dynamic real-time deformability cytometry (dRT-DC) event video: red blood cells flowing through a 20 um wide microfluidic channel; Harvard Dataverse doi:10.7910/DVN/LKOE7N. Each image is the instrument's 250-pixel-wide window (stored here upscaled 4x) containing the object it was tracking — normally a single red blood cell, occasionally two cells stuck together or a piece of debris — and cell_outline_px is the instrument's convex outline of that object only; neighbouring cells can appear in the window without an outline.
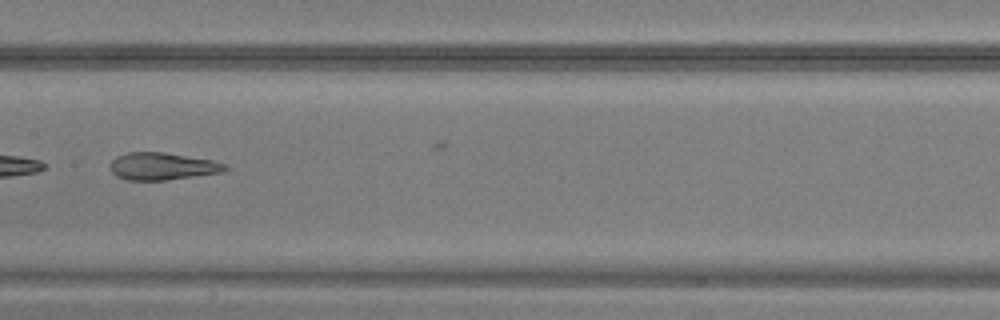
{"species": "common noctule bat (a hibernating species)", "species_latin": "Nyctalus noctula", "temperature_condition": "warm", "stored_images_in_passage": 30, "camera_frame_rate_fps": 3000, "um_per_image_px": 0.085, "animal": {"sex": "male", "body_mass_g": 20.5, "forearm_length_mm": 52.5}, "frame": {"image": 1, "passage_image": 18, "time_ms": 5.667, "image_size_px": [1000, 320], "cell_outline_px": [[228, 168], [224, 172], [168, 180], [124, 180], [116, 176], [112, 172], [108, 164], [116, 156], [128, 152], [164, 152], [212, 160], [228, 164]], "centroid_in_image_um": [13.79, 14.14], "position_along_channel_um": 193.6, "area_um2": 18.55}}